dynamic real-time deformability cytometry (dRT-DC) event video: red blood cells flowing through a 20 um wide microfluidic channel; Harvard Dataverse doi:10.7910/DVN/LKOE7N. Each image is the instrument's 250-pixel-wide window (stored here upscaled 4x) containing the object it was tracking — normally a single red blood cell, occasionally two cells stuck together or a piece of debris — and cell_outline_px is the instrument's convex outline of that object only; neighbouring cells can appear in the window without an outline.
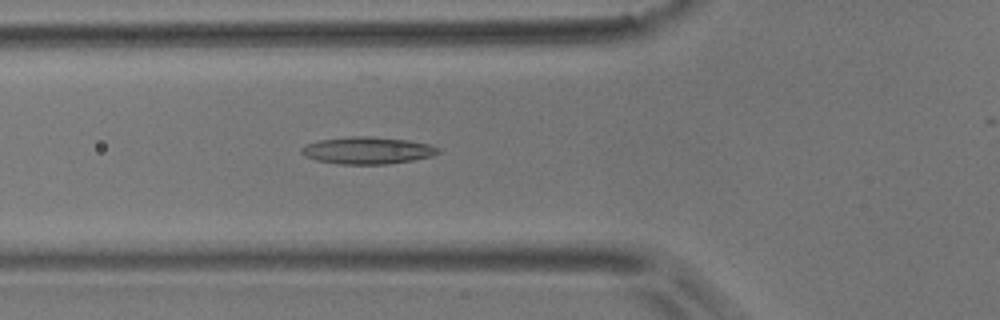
{"species": "common noctule bat (a hibernating species)", "species_latin": "Nyctalus noctula", "temperature_condition": "room temperature", "stored_images_in_passage": 47, "camera_frame_rate_fps": 3000, "um_per_image_px": 0.085, "animal": {"sex": "male", "body_mass_g": 17.9}, "frame": {"image": 1, "passage_image": 18, "time_ms": 5.667, "image_size_px": [1000, 320], "cell_outline_px": [[440, 152], [432, 156], [412, 160], [388, 164], [340, 164], [316, 160], [304, 156], [300, 152], [300, 148], [304, 144], [320, 140], [352, 136], [372, 136], [408, 140], [432, 144], [440, 148]], "centroid_in_image_um": [31.23, 12.78], "position_along_channel_um": 94.6, "area_um2": 21.79}}
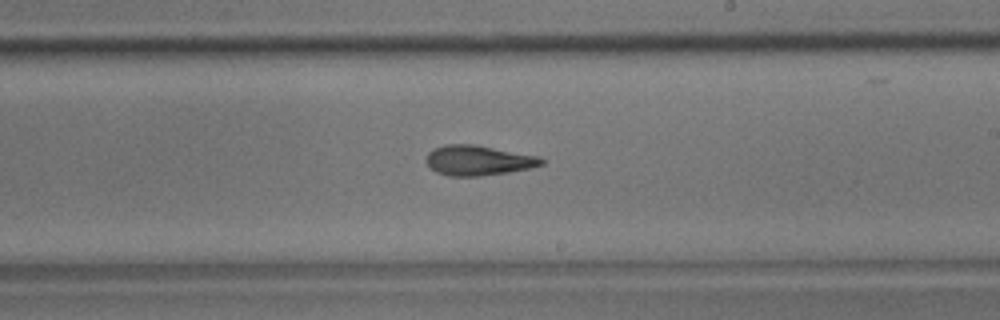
{"frame": {"image": 2, "passage_image": 30, "time_ms": 9.667, "image_size_px": [1000, 320], "cell_outline_px": [[544, 164], [532, 168], [508, 172], [480, 176], [448, 176], [436, 172], [424, 160], [428, 152], [432, 148], [444, 144], [476, 144], [540, 156], [544, 160]], "centroid_in_image_um": [40.65, 13.62], "position_along_channel_um": 248.3, "area_um2": 20.52}}
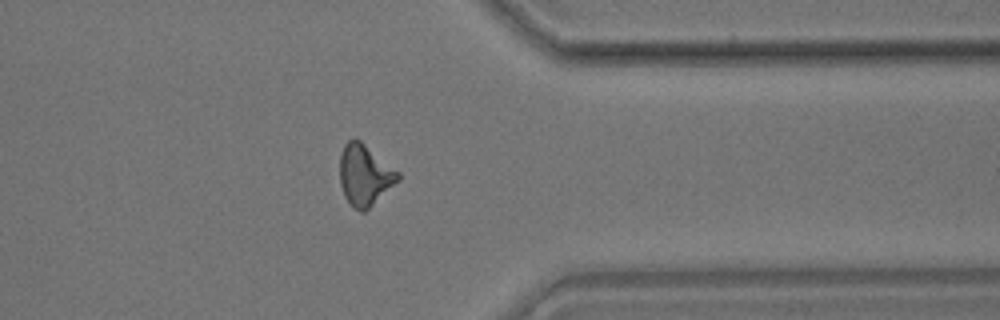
{"frame": {"image": 3, "passage_image": 41, "time_ms": 13.333, "image_size_px": [1000, 320], "cell_outline_px": [[400, 180], [364, 212], [360, 212], [352, 208], [344, 196], [340, 184], [340, 156], [344, 144], [352, 136], [356, 136], [400, 172]], "centroid_in_image_um": [30.99, 14.85], "position_along_channel_um": 380.4, "area_um2": 21.1}, "authors_computed_cell_mechanics": {"area_um2": 20.1144, "velocity_mm_per_s": 3.8318, "shape_relaxation_time_tau1_ms": null, "shape_relaxation_time_tau2_ms": 2.6824, "deformation_change_tau1": null, "deformation_change_tau2": 0.1187}}